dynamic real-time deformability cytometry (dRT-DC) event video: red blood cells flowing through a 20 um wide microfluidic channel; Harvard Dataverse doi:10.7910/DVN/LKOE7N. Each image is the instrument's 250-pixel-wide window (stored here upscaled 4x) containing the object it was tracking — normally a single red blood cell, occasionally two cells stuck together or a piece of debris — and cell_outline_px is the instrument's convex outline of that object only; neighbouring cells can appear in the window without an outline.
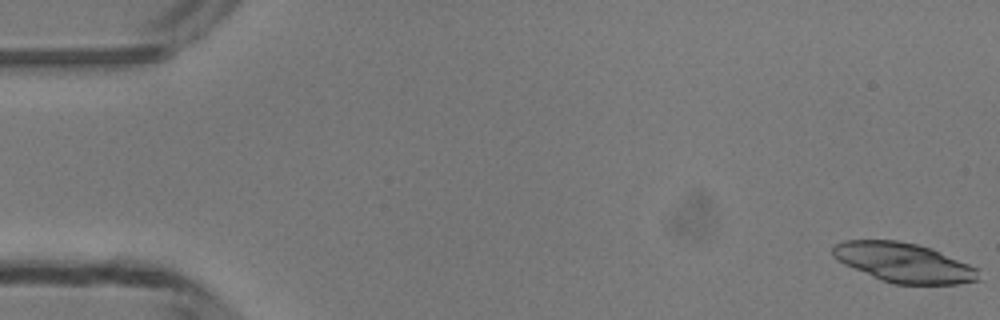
{"species": "common noctule bat (a hibernating species)", "species_latin": "Nyctalus noctula", "temperature_condition": "room temperature", "stored_images_in_passage": 49, "camera_frame_rate_fps": 3000, "um_per_image_px": 0.085, "animal": {"sex": "male", "body_mass_g": 13.3}, "frame": {"image": 1, "passage_image": 1, "time_ms": 0.0, "image_size_px": [1000, 320], "cell_outline_px": [[980, 280], [956, 284], [892, 284], [880, 280], [844, 264], [836, 260], [832, 256], [832, 244], [844, 240], [896, 240], [916, 244], [932, 248], [980, 268]], "centroid_in_image_um": [76.83, 22.32], "position_along_channel_um": 8.2, "area_um2": 33.99}}
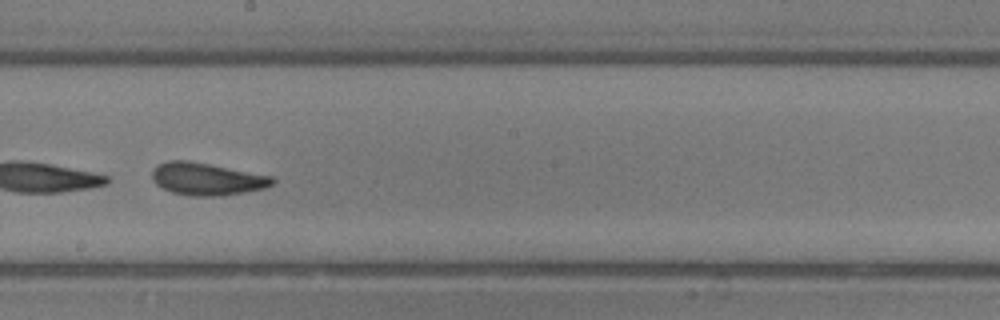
{"frame": {"image": 2, "passage_image": 28, "time_ms": 9.0, "image_size_px": [1000, 320], "cell_outline_px": [[276, 180], [272, 184], [264, 188], [244, 192], [220, 196], [188, 196], [172, 192], [156, 184], [152, 180], [152, 168], [156, 164], [168, 160], [188, 160], [272, 176]], "centroid_in_image_um": [17.53, 15.21], "position_along_channel_um": 230.7, "area_um2": 22.77}}
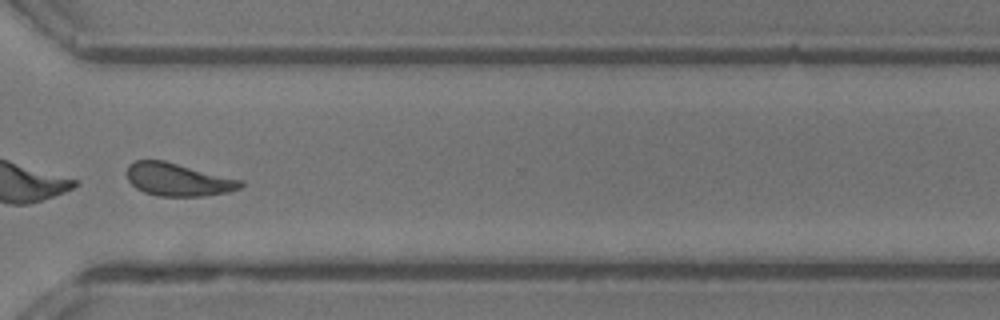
{"frame": {"image": 3, "passage_image": 37, "time_ms": 12.0, "image_size_px": [1000, 320], "cell_outline_px": [[244, 184], [240, 188], [228, 192], [204, 196], [160, 196], [144, 192], [136, 188], [128, 180], [128, 164], [136, 160], [164, 160], [244, 180]], "centroid_in_image_um": [15.17, 15.26], "position_along_channel_um": 355.4, "area_um2": 21.85}}